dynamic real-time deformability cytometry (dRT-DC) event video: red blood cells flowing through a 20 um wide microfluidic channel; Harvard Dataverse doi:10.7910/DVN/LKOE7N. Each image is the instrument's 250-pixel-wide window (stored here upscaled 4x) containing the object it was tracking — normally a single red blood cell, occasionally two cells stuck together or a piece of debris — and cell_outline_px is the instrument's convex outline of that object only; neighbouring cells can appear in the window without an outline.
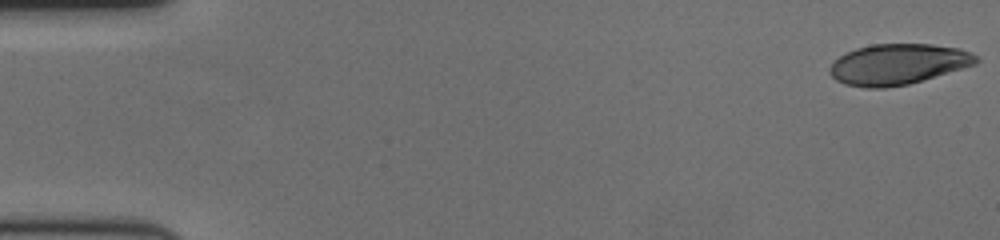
{"species": "human", "species_latin": "Homo sapiens", "temperature_condition": "cold", "stored_images_in_passage": 60, "camera_frame_rate_fps": 3000, "um_per_image_px": 0.085, "donor": {"sex": "female"}, "frame": {"image": 1, "passage_image": 1, "time_ms": 0.0, "image_size_px": [1000, 240], "cell_outline_px": [[980, 60], [976, 64], [908, 84], [884, 88], [864, 88], [844, 84], [836, 80], [828, 72], [828, 68], [840, 56], [856, 48], [872, 44], [932, 44], [960, 48], [972, 52]], "centroid_in_image_um": [76.32, 5.46], "position_along_channel_um": 8.7, "area_um2": 34.68}}
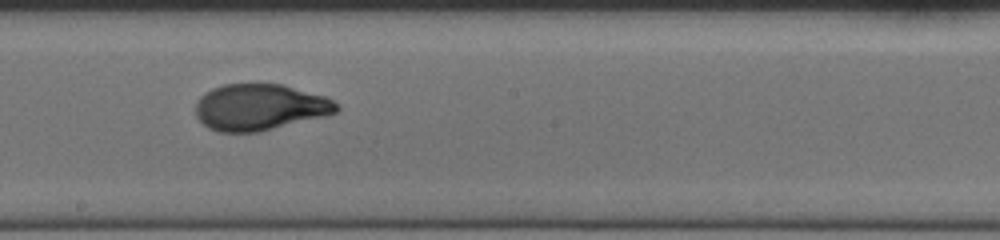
{"frame": {"image": 2, "passage_image": 34, "time_ms": 11.0, "image_size_px": [1000, 240], "cell_outline_px": [[340, 108], [336, 112], [324, 116], [260, 132], [216, 132], [208, 128], [196, 116], [196, 100], [204, 92], [212, 88], [224, 84], [280, 84], [328, 96], [340, 104]], "centroid_in_image_um": [22.09, 9.11], "position_along_channel_um": 226.1, "area_um2": 38.38}}
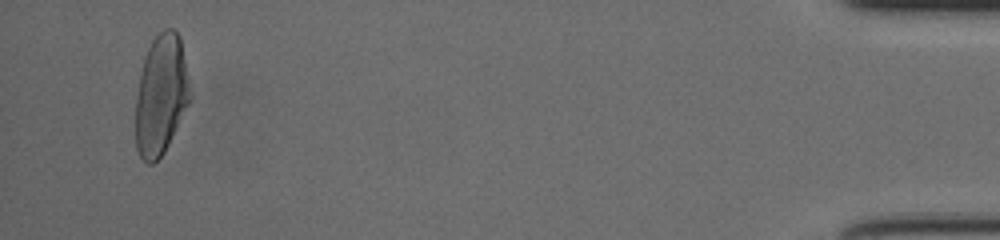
{"frame": {"image": 3, "passage_image": 58, "time_ms": 19.0, "image_size_px": [1000, 240], "cell_outline_px": [[188, 104], [164, 152], [152, 164], [148, 164], [140, 156], [136, 148], [136, 96], [140, 72], [144, 56], [152, 40], [164, 28], [172, 28], [180, 36], [188, 84]], "centroid_in_image_um": [13.64, 8.06], "position_along_channel_um": 421.6, "area_um2": 37.34}, "authors_computed_cell_mechanics": {"area_um2": 37.6278, "velocity_mm_per_s": 3.4591, "shape_relaxation_time_tau1_ms": 5.1049, "shape_relaxation_time_tau2_ms": 0.9585, "deformation_change_tau1": 0.2228, "deformation_change_tau2": 0.0606}}